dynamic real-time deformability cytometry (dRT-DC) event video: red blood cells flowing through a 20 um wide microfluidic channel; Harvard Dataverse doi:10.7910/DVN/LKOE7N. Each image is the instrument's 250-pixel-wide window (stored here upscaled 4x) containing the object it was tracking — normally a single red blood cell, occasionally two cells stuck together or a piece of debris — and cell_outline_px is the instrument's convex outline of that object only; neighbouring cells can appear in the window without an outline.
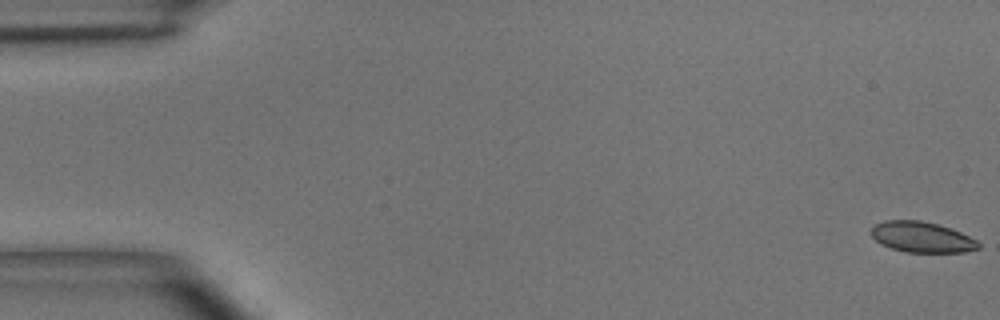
{"species": "common noctule bat (a hibernating species)", "species_latin": "Nyctalus noctula", "temperature_condition": "room temperature", "stored_images_in_passage": 52, "camera_frame_rate_fps": 3000, "um_per_image_px": 0.085, "animal": {"sex": "male", "body_mass_g": 15.6}, "frame": {"image": 1, "passage_image": 1, "time_ms": 0.0, "image_size_px": [1000, 320], "cell_outline_px": [[980, 248], [964, 252], [904, 252], [880, 244], [872, 236], [872, 224], [884, 220], [920, 220], [936, 224], [960, 232], [976, 240], [980, 244]], "centroid_in_image_um": [78.32, 20.15], "position_along_channel_um": 6.7, "area_um2": 19.07}}
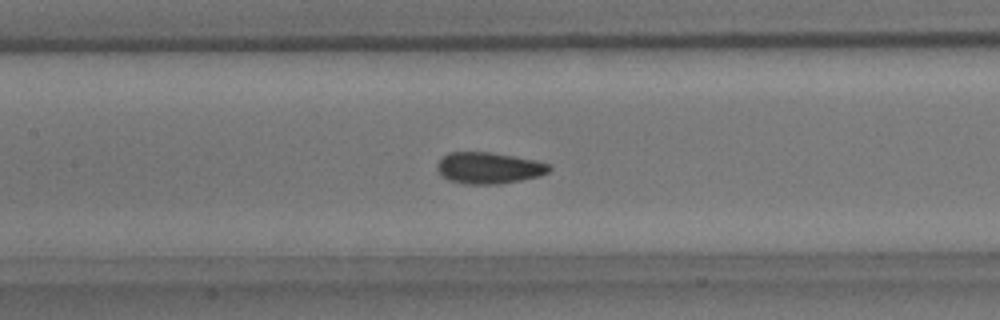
{"frame": {"image": 2, "passage_image": 24, "time_ms": 7.667, "image_size_px": [1000, 320], "cell_outline_px": [[552, 168], [548, 172], [540, 176], [520, 180], [496, 184], [468, 184], [448, 180], [440, 176], [436, 168], [436, 164], [448, 152], [492, 152], [536, 160], [548, 164]], "centroid_in_image_um": [41.52, 14.27], "position_along_channel_um": 165.9, "area_um2": 20.58}}
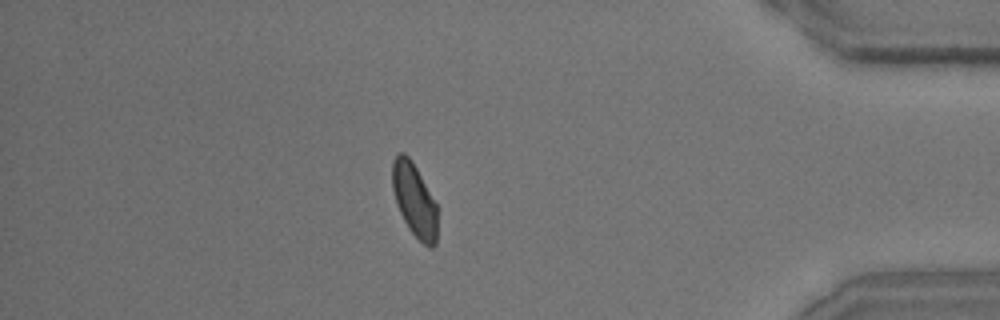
{"frame": {"image": 3, "passage_image": 45, "time_ms": 14.667, "image_size_px": [1000, 320], "cell_outline_px": [[436, 244], [432, 248], [428, 248], [408, 228], [396, 204], [392, 188], [392, 160], [400, 152], [404, 152], [408, 156], [416, 168], [436, 204]], "centroid_in_image_um": [35.2, 17.0], "position_along_channel_um": 400.0, "area_um2": 18.96}, "authors_computed_cell_mechanics": {"area_um2": 19.9121, "velocity_mm_per_s": 3.9006, "shape_relaxation_time_tau1_ms": 4.9169, "shape_relaxation_time_tau2_ms": 1.6216, "deformation_change_tau1": 0.1104, "deformation_change_tau2": 0.0552}}